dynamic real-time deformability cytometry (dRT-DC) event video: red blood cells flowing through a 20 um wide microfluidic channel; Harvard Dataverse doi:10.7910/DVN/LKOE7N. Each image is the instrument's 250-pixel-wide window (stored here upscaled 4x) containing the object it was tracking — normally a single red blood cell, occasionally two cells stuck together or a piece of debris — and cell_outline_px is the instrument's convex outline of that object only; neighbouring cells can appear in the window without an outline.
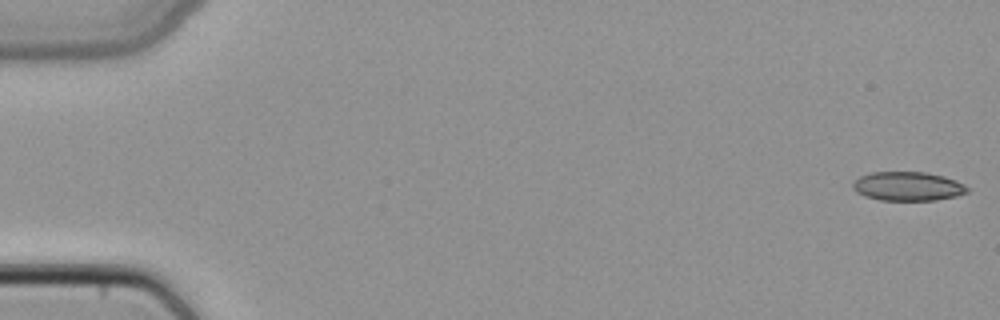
{"species": "common noctule bat (a hibernating species)", "species_latin": "Nyctalus noctula", "temperature_condition": "cold", "stored_images_in_passage": 49, "camera_frame_rate_fps": 3000, "um_per_image_px": 0.085, "animal": {"sex": "female", "body_mass_g": 22.7, "forearm_length_mm": 54.2}, "frame": {"image": 1, "passage_image": 1, "time_ms": 0.0, "image_size_px": [1000, 320], "cell_outline_px": [[968, 192], [956, 196], [936, 200], [880, 200], [864, 196], [856, 192], [852, 188], [852, 184], [860, 176], [872, 172], [928, 172], [944, 176], [956, 180], [964, 184], [968, 188]], "centroid_in_image_um": [77.17, 15.83], "position_along_channel_um": 7.8, "area_um2": 19.42}}
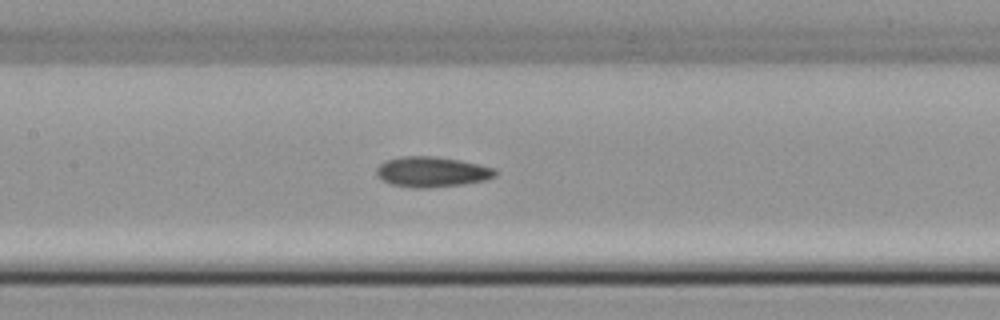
{"frame": {"image": 2, "passage_image": 24, "time_ms": 7.667, "image_size_px": [1000, 320], "cell_outline_px": [[496, 176], [484, 180], [464, 184], [428, 188], [412, 188], [392, 184], [376, 176], [376, 168], [380, 164], [388, 160], [400, 156], [432, 156], [460, 160], [496, 168]], "centroid_in_image_um": [36.71, 14.61], "position_along_channel_um": 170.7, "area_um2": 20.98}}
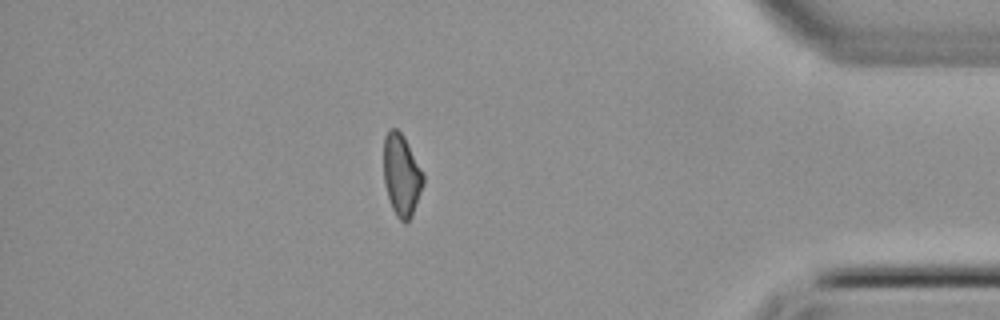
{"frame": {"image": 3, "passage_image": 43, "time_ms": 14.0, "image_size_px": [1000, 320], "cell_outline_px": [[424, 184], [412, 216], [404, 224], [396, 216], [392, 208], [388, 196], [384, 180], [384, 136], [388, 128], [396, 128], [404, 136], [424, 176]], "centroid_in_image_um": [34.12, 14.88], "position_along_channel_um": 401.1, "area_um2": 18.79}}